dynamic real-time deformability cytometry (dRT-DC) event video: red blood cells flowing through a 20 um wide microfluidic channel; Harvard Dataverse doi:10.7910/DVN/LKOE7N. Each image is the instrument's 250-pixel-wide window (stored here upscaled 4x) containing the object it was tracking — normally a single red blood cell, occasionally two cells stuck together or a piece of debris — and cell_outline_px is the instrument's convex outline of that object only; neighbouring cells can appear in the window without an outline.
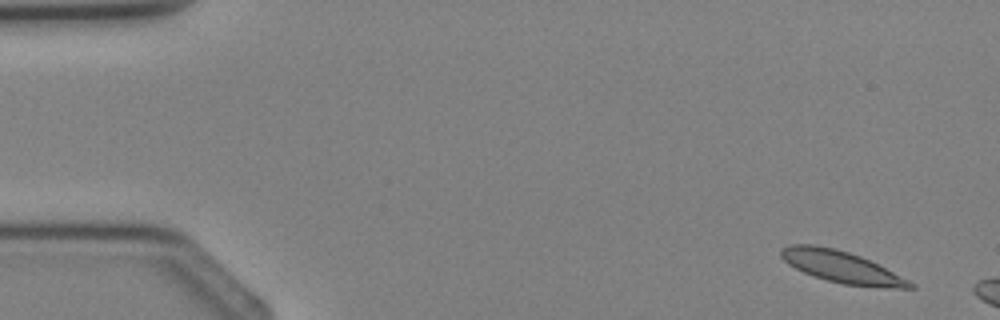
{"species": "Egyptian fruit bat (a non-hibernating species)", "species_latin": "Rousettus aegyptiacus", "temperature_condition": "cold", "stored_images_in_passage": 3, "camera_frame_rate_fps": 3000, "um_per_image_px": 0.085, "animal": {"sex": "female"}, "frame": {"image": 1, "passage_image": 1, "time_ms": 0.0, "image_size_px": [1000, 320], "cell_outline_px": [[916, 288], [884, 288], [844, 284], [828, 280], [804, 272], [788, 264], [780, 256], [780, 252], [788, 244], [812, 244], [832, 248], [848, 252], [860, 256], [916, 284]], "centroid_in_image_um": [71.52, 22.69], "position_along_channel_um": 13.5, "area_um2": 23.35}}